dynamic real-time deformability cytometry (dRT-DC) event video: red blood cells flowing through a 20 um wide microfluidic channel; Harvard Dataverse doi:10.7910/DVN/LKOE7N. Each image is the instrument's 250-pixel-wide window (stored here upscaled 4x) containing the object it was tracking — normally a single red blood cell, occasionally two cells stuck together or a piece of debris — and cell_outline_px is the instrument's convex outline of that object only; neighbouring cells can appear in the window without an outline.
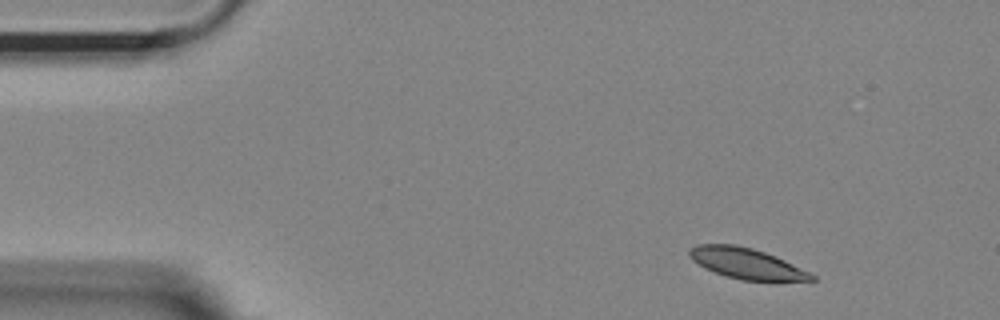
{"species": "Egyptian fruit bat (a non-hibernating species)", "species_latin": "Rousettus aegyptiacus", "temperature_condition": "room temperature", "stored_images_in_passage": 50, "camera_frame_rate_fps": 3000, "um_per_image_px": 0.085, "animal": {"sex": "female"}, "frame": {"image": 1, "passage_image": 1, "time_ms": 0.0, "image_size_px": [1000, 320], "cell_outline_px": [[816, 280], [776, 284], [740, 280], [724, 276], [704, 268], [692, 260], [688, 256], [688, 252], [696, 244], [736, 244], [752, 248], [764, 252], [784, 260], [816, 276]], "centroid_in_image_um": [63.51, 22.46], "position_along_channel_um": 21.5, "area_um2": 22.72}}
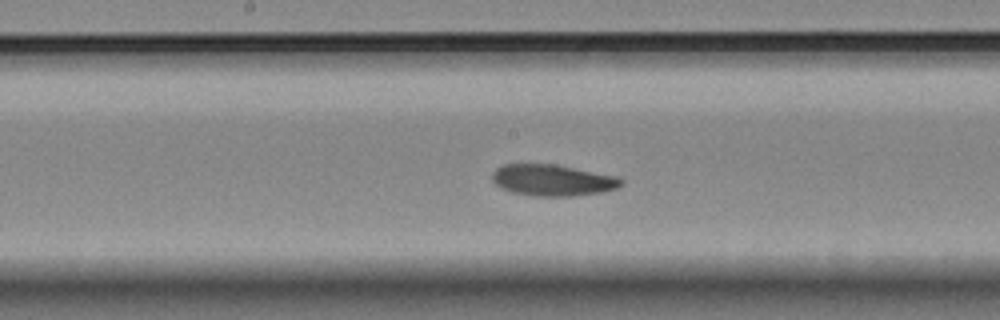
{"frame": {"image": 2, "passage_image": 22, "time_ms": 7.0, "image_size_px": [1000, 320], "cell_outline_px": [[624, 184], [616, 188], [600, 192], [572, 196], [536, 196], [512, 192], [500, 188], [492, 180], [492, 172], [496, 168], [504, 164], [556, 164], [616, 176], [624, 180]], "centroid_in_image_um": [46.96, 15.31], "position_along_channel_um": 201.2, "area_um2": 23.58}}
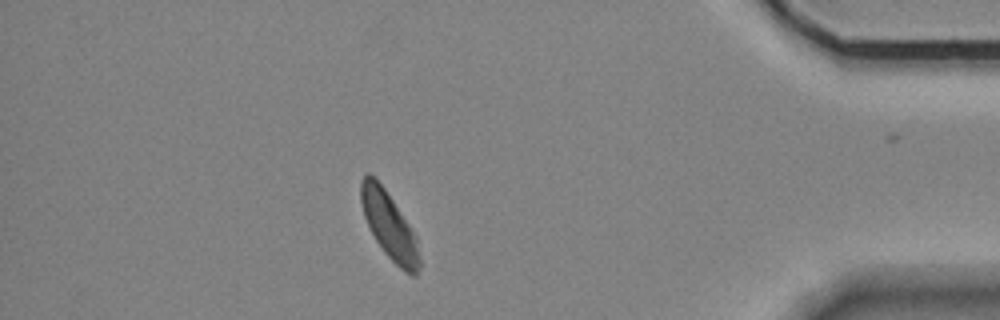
{"frame": {"image": 3, "passage_image": 42, "time_ms": 13.667, "image_size_px": [1000, 320], "cell_outline_px": [[420, 268], [416, 276], [412, 276], [404, 272], [384, 252], [376, 240], [364, 216], [360, 204], [360, 180], [368, 172], [384, 188], [416, 236], [420, 260]], "centroid_in_image_um": [33.08, 19.21], "position_along_channel_um": 402.1, "area_um2": 22.43}, "authors_computed_cell_mechanics": {"area_um2": 23.2067, "velocity_mm_per_s": 3.6487, "shape_relaxation_time_tau1_ms": 5.4847, "shape_relaxation_time_tau2_ms": null, "deformation_change_tau1": 0.1291, "deformation_change_tau2": null}}